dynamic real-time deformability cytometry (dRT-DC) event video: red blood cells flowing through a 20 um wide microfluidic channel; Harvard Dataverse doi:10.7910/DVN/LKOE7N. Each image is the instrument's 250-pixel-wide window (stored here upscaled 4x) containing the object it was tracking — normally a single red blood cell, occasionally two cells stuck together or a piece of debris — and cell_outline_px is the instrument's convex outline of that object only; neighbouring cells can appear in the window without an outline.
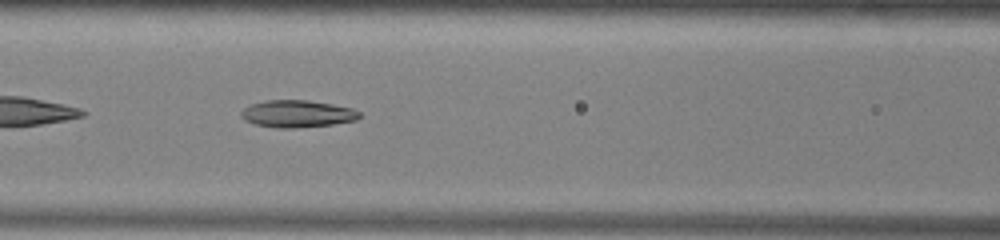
{"species": "common noctule bat (a hibernating species)", "species_latin": "Nyctalus noctula", "temperature_condition": "warm", "stored_images_in_passage": 40, "camera_frame_rate_fps": 3000, "um_per_image_px": 0.085, "animal": {"sex": "male", "body_mass_g": 13.0, "forearm_length_mm": 53.1}, "frame": {"image": 1, "passage_image": 10, "time_ms": 3.0, "image_size_px": [1000, 240], "cell_outline_px": [[360, 116], [356, 120], [332, 124], [292, 128], [276, 128], [256, 124], [244, 120], [240, 116], [240, 112], [244, 108], [252, 104], [264, 100], [308, 100], [332, 104], [352, 108], [360, 112]], "centroid_in_image_um": [25.24, 9.66], "position_along_channel_um": 141.4, "area_um2": 18.67}}
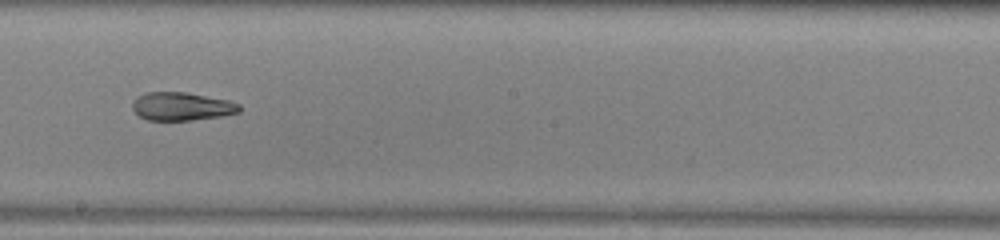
{"frame": {"image": 2, "passage_image": 17, "time_ms": 5.333, "image_size_px": [1000, 240], "cell_outline_px": [[240, 112], [224, 116], [192, 120], [148, 120], [140, 116], [132, 108], [132, 104], [136, 96], [144, 92], [184, 92], [228, 100], [240, 104]], "centroid_in_image_um": [15.44, 9.04], "position_along_channel_um": 232.8, "area_um2": 17.63}}
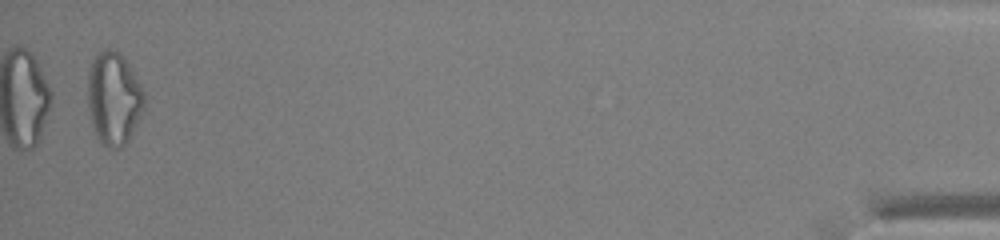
{"frame": {"image": 3, "passage_image": 39, "time_ms": 12.667, "image_size_px": [1000, 240], "cell_outline_px": [[144, 108], [128, 140], [124, 144], [116, 148], [112, 148], [100, 144], [92, 128], [88, 108], [88, 72], [92, 60], [96, 52], [104, 48], [112, 48], [128, 64], [140, 84], [144, 92]], "centroid_in_image_um": [9.63, 8.37], "position_along_channel_um": 425.6, "area_um2": 30.46}, "authors_computed_cell_mechanics": {"area_um2": 19.5942, "velocity_mm_per_s": 3.936, "shape_relaxation_time_tau1_ms": null, "shape_relaxation_time_tau2_ms": 3.3265, "deformation_change_tau1": null, "deformation_change_tau2": 0.1209}}